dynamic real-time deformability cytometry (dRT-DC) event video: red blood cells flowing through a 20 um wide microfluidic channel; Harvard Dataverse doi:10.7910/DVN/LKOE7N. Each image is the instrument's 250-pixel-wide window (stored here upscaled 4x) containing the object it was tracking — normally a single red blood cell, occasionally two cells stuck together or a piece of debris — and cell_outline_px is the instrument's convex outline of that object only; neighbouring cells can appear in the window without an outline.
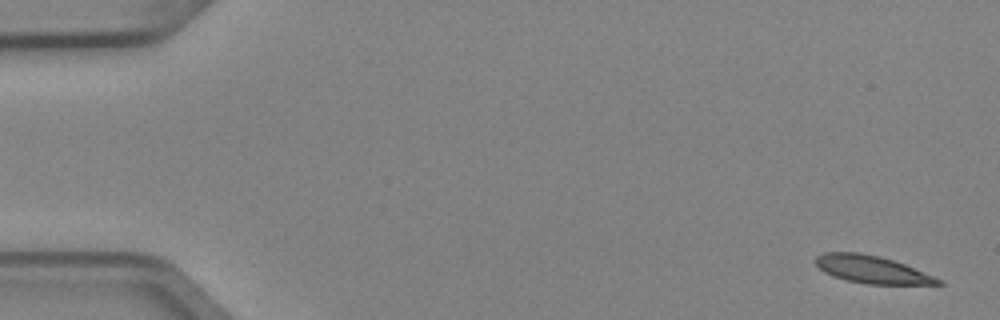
{"species": "Egyptian fruit bat (a non-hibernating species)", "species_latin": "Rousettus aegyptiacus", "temperature_condition": "cold", "stored_images_in_passage": 6, "camera_frame_rate_fps": 3000, "um_per_image_px": 0.085, "animal": {"sex": "female"}, "frame": {"image": 1, "passage_image": 1, "time_ms": 0.0, "image_size_px": [1000, 320], "cell_outline_px": [[944, 284], [868, 284], [848, 280], [824, 272], [816, 264], [816, 256], [824, 252], [860, 252], [880, 256], [904, 264], [944, 280]], "centroid_in_image_um": [74.13, 22.89], "position_along_channel_um": 10.9, "area_um2": 19.42}}
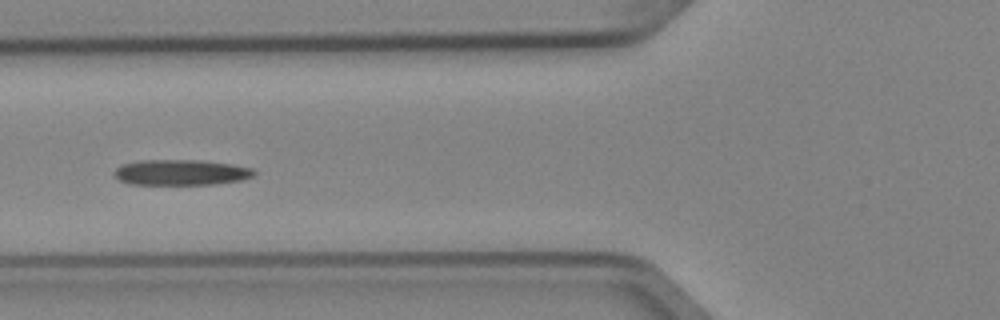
{"frame": {"image": 2, "passage_image": 6, "time_ms": 1.667, "image_size_px": [1000, 320], "cell_outline_px": [[256, 172], [252, 176], [240, 180], [216, 184], [132, 184], [120, 180], [116, 176], [116, 168], [120, 164], [140, 160], [200, 160], [232, 164], [252, 168]], "centroid_in_image_um": [15.39, 14.64], "position_along_channel_um": 110.4, "area_um2": 20.69}}